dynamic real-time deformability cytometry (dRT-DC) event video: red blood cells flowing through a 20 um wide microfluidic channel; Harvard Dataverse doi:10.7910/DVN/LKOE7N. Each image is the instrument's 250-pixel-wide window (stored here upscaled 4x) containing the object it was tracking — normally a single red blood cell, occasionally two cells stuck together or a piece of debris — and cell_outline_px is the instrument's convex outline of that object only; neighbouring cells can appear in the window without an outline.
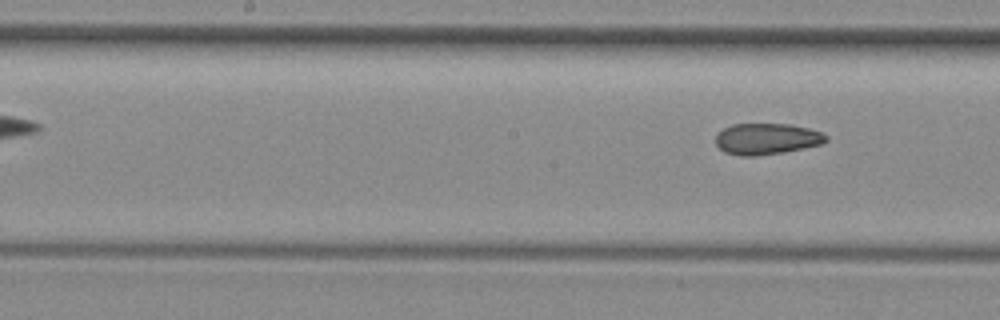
{"species": "common noctule bat (a hibernating species)", "species_latin": "Nyctalus noctula", "temperature_condition": "room temperature", "stored_images_in_passage": 6, "camera_frame_rate_fps": 3000, "um_per_image_px": 0.085, "animal": {"sex": "female", "body_mass_g": 29.2, "forearm_length_mm": 56.3}, "frame": {"image": 1, "passage_image": 6, "time_ms": 1.667, "image_size_px": [1000, 320], "cell_outline_px": [[828, 140], [820, 144], [804, 148], [784, 152], [752, 156], [740, 156], [724, 152], [716, 144], [716, 136], [724, 128], [732, 124], [788, 124], [808, 128], [820, 132], [828, 136]], "centroid_in_image_um": [65.16, 11.81], "position_along_channel_um": 183.0, "area_um2": 19.94}}